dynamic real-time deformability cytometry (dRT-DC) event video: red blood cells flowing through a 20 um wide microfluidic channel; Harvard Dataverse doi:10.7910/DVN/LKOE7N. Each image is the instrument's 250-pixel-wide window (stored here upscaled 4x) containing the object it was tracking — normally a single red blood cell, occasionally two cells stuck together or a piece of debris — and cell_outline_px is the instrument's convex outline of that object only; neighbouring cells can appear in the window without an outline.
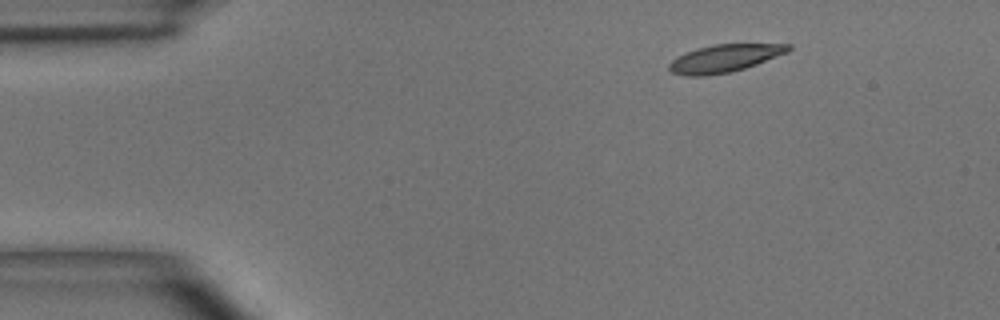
{"species": "common noctule bat (a hibernating species)", "species_latin": "Nyctalus noctula", "temperature_condition": "room temperature", "stored_images_in_passage": 3, "camera_frame_rate_fps": 3000, "um_per_image_px": 0.085, "animal": {"sex": "male", "body_mass_g": 15.6}, "frame": {"image": 1, "passage_image": 1, "time_ms": 0.0, "image_size_px": [1000, 320], "cell_outline_px": [[792, 48], [788, 52], [756, 64], [744, 68], [728, 72], [704, 76], [688, 76], [672, 72], [668, 68], [668, 64], [672, 60], [696, 48], [712, 44], [792, 44]], "centroid_in_image_um": [61.59, 4.95], "position_along_channel_um": 23.4, "area_um2": 18.96}}
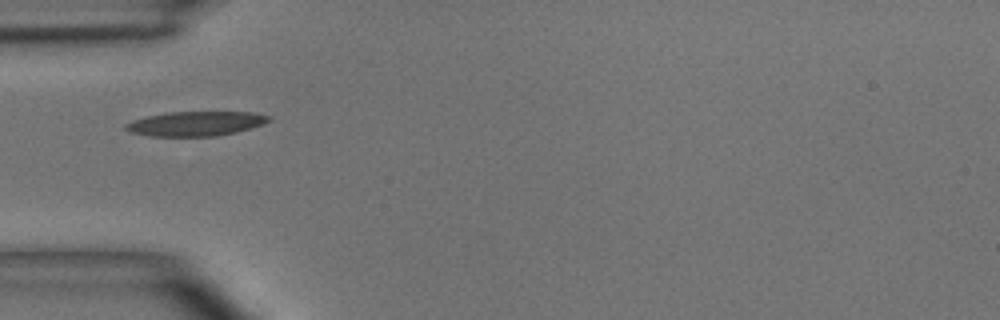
{"frame": {"image": 2, "passage_image": 3, "time_ms": 3.0, "image_size_px": [1000, 320], "cell_outline_px": [[272, 120], [264, 124], [252, 128], [236, 132], [216, 136], [148, 136], [132, 132], [124, 128], [124, 124], [132, 120], [148, 116], [168, 112], [252, 112], [272, 116]], "centroid_in_image_um": [16.67, 10.5], "position_along_channel_um": 68.3, "area_um2": 20.58}}